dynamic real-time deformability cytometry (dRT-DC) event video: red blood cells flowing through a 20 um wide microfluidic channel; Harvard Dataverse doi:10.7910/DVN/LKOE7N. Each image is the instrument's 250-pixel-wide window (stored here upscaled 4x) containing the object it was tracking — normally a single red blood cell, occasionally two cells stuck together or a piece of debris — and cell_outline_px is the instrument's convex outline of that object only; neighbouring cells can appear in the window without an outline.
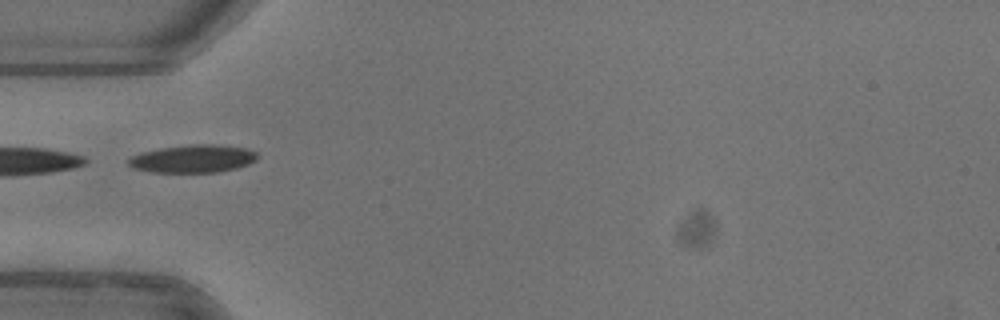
{"species": "common noctule bat (a hibernating species)", "species_latin": "Nyctalus noctula", "temperature_condition": "warm", "stored_images_in_passage": 34, "camera_frame_rate_fps": 3000, "um_per_image_px": 0.085, "animal": {"sex": "female"}, "frame": {"image": 1, "passage_image": 1, "time_ms": 0.0, "image_size_px": [1000, 320], "cell_outline_px": [[260, 156], [256, 160], [248, 164], [236, 168], [216, 172], [152, 172], [132, 168], [128, 164], [128, 160], [132, 156], [140, 152], [160, 148], [188, 144], [212, 144], [248, 148], [256, 152]], "centroid_in_image_um": [16.41, 13.48], "position_along_channel_um": 68.6, "area_um2": 21.04}}
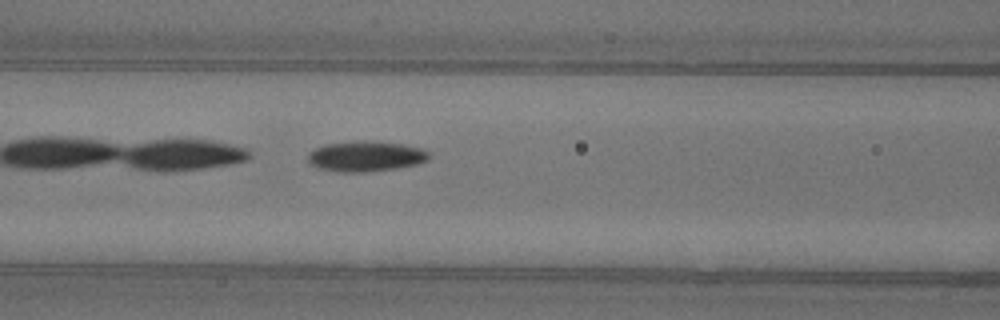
{"frame": {"image": 2, "passage_image": 6, "time_ms": 1.667, "image_size_px": [1000, 320], "cell_outline_px": [[428, 160], [416, 164], [396, 168], [364, 172], [344, 172], [320, 168], [308, 164], [308, 152], [312, 148], [324, 144], [356, 140], [372, 140], [404, 144], [424, 148], [428, 152]], "centroid_in_image_um": [31.06, 13.25], "position_along_channel_um": 135.5, "area_um2": 21.79}, "authors_computed_cell_mechanics": {"area_um2": 21.1837, "velocity_mm_per_s": 3.9623, "shape_relaxation_time_tau1_ms": 4.7087, "shape_relaxation_time_tau2_ms": null, "deformation_change_tau1": 0.1489, "deformation_change_tau2": null}}